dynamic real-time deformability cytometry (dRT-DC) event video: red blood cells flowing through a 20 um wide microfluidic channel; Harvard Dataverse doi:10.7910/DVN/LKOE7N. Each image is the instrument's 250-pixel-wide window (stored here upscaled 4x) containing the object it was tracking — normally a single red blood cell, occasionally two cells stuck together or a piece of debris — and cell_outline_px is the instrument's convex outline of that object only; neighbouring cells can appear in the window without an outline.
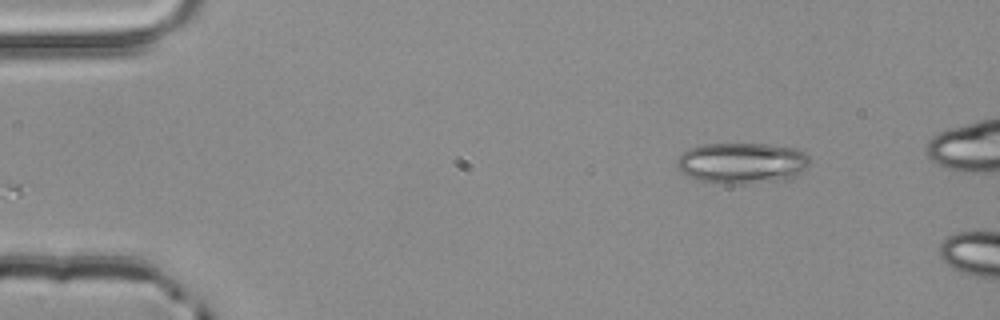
{"species": "common noctule bat (a hibernating species)", "species_latin": "Nyctalus noctula", "temperature_condition": "room temperature", "stored_images_in_passage": 2, "segment_of_instrument_passage": [2, 2], "camera_frame_rate_fps": 3000, "um_per_image_px": 0.085, "animal": {"sex": "male", "body_mass_g": 20.4}, "frame": {"image": 1, "passage_image": 2, "time_ms": 0.333, "image_size_px": [1000, 320], "cell_outline_px": [[808, 164], [792, 180], [740, 184], [720, 184], [696, 180], [680, 172], [676, 164], [676, 160], [688, 148], [700, 144], [768, 144], [796, 148], [804, 152], [808, 156]], "centroid_in_image_um": [63.05, 13.87], "position_along_channel_um": 22.0, "area_um2": 32.19}}